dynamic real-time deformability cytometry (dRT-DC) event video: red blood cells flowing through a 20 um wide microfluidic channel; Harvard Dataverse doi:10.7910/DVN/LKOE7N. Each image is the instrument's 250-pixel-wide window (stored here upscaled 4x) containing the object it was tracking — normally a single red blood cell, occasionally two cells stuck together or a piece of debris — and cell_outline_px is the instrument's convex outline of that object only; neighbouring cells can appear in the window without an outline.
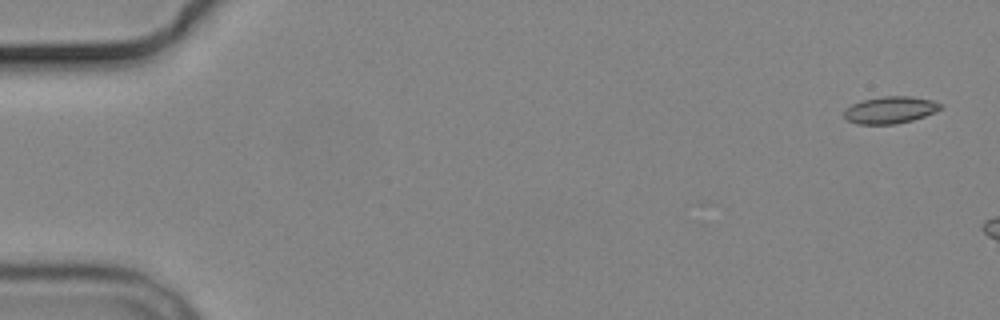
{"species": "common noctule bat (a hibernating species)", "species_latin": "Nyctalus noctula", "temperature_condition": "cold", "stored_images_in_passage": 3, "camera_frame_rate_fps": 3000, "um_per_image_px": 0.085, "animal": {"sex": "male", "body_mass_g": 19.2, "forearm_length_mm": 51.8}, "frame": {"image": 1, "passage_image": 1, "time_ms": 0.0, "image_size_px": [1000, 320], "cell_outline_px": [[944, 104], [936, 112], [912, 120], [896, 124], [856, 124], [848, 120], [844, 116], [844, 108], [852, 104], [864, 100], [884, 96], [912, 96], [932, 100]], "centroid_in_image_um": [75.67, 9.34], "position_along_channel_um": 9.3, "area_um2": 15.2}}